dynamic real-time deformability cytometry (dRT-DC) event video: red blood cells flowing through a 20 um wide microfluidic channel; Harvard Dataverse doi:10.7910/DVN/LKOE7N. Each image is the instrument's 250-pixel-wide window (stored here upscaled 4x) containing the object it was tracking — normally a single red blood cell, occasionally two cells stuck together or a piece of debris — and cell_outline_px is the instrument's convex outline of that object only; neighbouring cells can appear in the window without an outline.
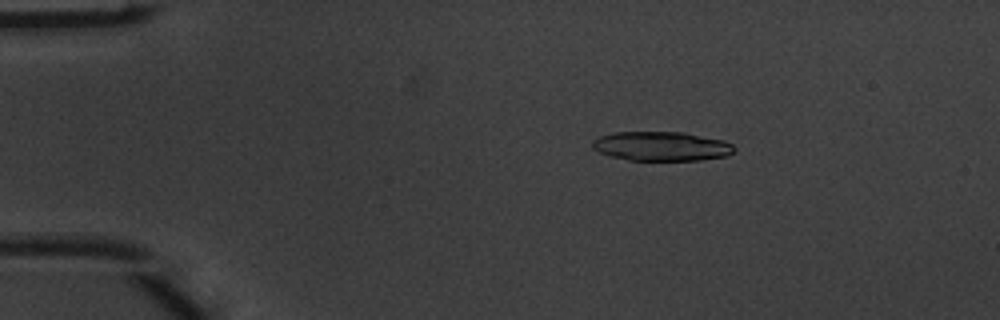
{"species": "common noctule bat (a hibernating species)", "species_latin": "Nyctalus noctula", "temperature_condition": "warm", "stored_images_in_passage": 3, "camera_frame_rate_fps": 3000, "um_per_image_px": 0.085, "animal": {"sex": "male", "body_mass_g": 20.1, "forearm_length_mm": 53.5}, "frame": {"image": 1, "passage_image": 1, "time_ms": 0.0, "image_size_px": [1000, 320], "cell_outline_px": [[736, 152], [728, 156], [700, 160], [628, 160], [612, 156], [600, 152], [592, 148], [592, 140], [600, 136], [616, 132], [684, 132], [724, 140], [732, 144], [736, 148]], "centroid_in_image_um": [56.27, 12.43], "position_along_channel_um": 28.7, "area_um2": 24.33}}